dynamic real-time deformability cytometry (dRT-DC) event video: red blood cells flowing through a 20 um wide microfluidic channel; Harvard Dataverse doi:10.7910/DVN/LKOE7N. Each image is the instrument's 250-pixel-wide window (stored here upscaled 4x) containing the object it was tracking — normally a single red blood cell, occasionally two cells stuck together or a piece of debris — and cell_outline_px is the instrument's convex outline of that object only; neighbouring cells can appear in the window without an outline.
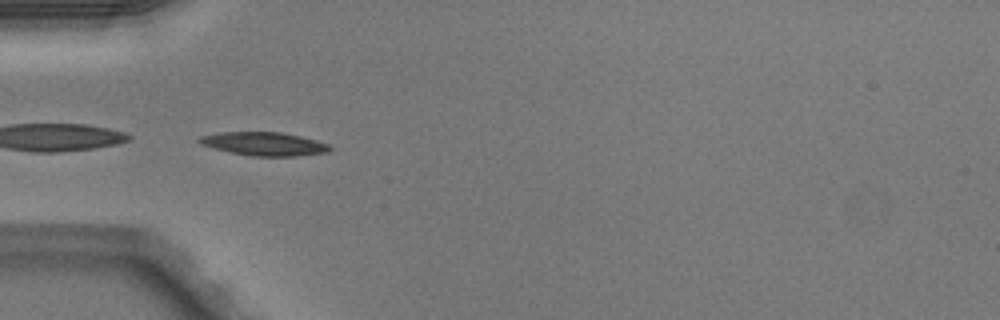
{"species": "Egyptian fruit bat (a non-hibernating species)", "species_latin": "Rousettus aegyptiacus", "temperature_condition": "warm", "stored_images_in_passage": 35, "camera_frame_rate_fps": 3000, "um_per_image_px": 0.085, "animal": {"sex": "male"}, "frame": {"image": 1, "passage_image": 1, "time_ms": 0.0, "image_size_px": [1000, 320], "cell_outline_px": [[332, 148], [328, 152], [296, 156], [252, 156], [232, 152], [200, 144], [196, 140], [200, 136], [220, 132], [280, 132], [300, 136], [316, 140], [328, 144]], "centroid_in_image_um": [22.45, 12.22], "position_along_channel_um": 62.5, "area_um2": 17.69}}
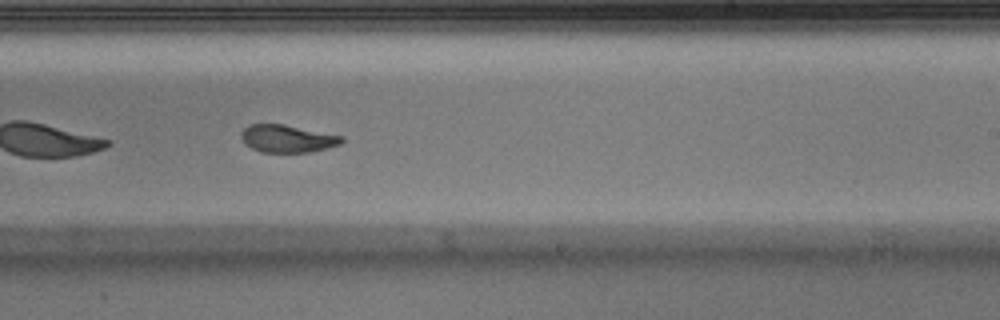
{"frame": {"image": 2, "passage_image": 16, "time_ms": 5.0, "image_size_px": [1000, 320], "cell_outline_px": [[344, 140], [340, 144], [328, 148], [308, 152], [260, 152], [252, 148], [240, 136], [240, 132], [248, 124], [284, 124], [344, 136]], "centroid_in_image_um": [24.44, 11.77], "position_along_channel_um": 264.6, "area_um2": 16.13}, "authors_computed_cell_mechanics": {"area_um2": 17.6868, "velocity_mm_per_s": 4.0848, "shape_relaxation_time_tau1_ms": 3.9004, "shape_relaxation_time_tau2_ms": 2.0582, "deformation_change_tau1": 0.1799, "deformation_change_tau2": 0.0542}}